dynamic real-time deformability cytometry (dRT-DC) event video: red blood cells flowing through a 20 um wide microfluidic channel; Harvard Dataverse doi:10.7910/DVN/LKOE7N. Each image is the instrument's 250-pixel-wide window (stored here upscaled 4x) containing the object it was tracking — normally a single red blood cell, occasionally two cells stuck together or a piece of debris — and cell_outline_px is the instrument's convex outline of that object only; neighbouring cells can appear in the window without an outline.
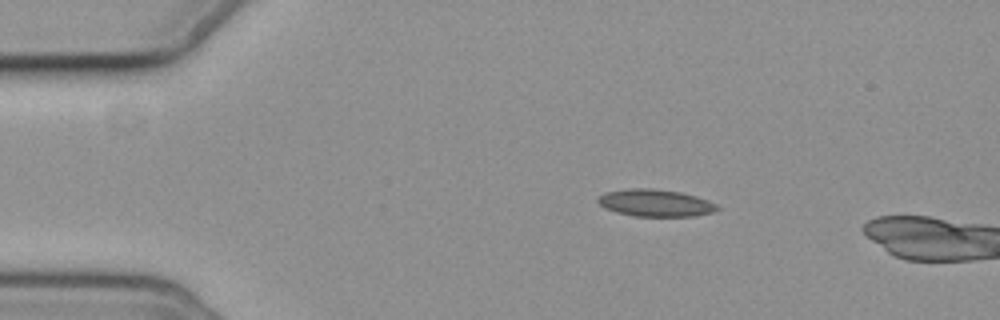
{"species": "common noctule bat (a hibernating species)", "species_latin": "Nyctalus noctula", "temperature_condition": "cold", "stored_images_in_passage": 2, "camera_frame_rate_fps": 3000, "um_per_image_px": 0.085, "animal": {"sex": "female", "body_mass_g": 19.3, "forearm_length_mm": 54.1}, "frame": {"image": 1, "passage_image": 2, "time_ms": 2.333, "image_size_px": [1000, 320], "cell_outline_px": [[720, 208], [712, 212], [696, 216], [636, 216], [616, 212], [600, 204], [596, 200], [604, 192], [628, 188], [652, 188], [680, 192], [696, 196], [708, 200], [716, 204]], "centroid_in_image_um": [55.72, 17.24], "position_along_channel_um": 29.3, "area_um2": 18.79}}